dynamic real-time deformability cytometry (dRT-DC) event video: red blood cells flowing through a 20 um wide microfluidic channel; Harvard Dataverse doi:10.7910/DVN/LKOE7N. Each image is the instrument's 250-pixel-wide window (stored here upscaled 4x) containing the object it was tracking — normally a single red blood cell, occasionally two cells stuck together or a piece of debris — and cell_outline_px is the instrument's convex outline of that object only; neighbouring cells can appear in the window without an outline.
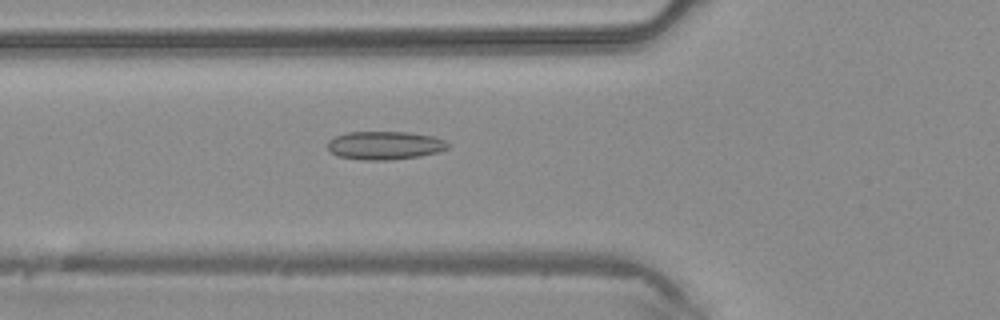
{"species": "common noctule bat (a hibernating species)", "species_latin": "Nyctalus noctula", "temperature_condition": "warm", "stored_images_in_passage": 32, "camera_frame_rate_fps": 3000, "um_per_image_px": 0.085, "animal": {"sex": "male", "body_mass_g": 20.4}, "frame": {"image": 1, "passage_image": 5, "time_ms": 1.333, "image_size_px": [1000, 320], "cell_outline_px": [[448, 148], [436, 152], [420, 156], [388, 160], [364, 160], [336, 156], [328, 148], [328, 140], [336, 136], [348, 132], [408, 132], [432, 136], [444, 140], [448, 144]], "centroid_in_image_um": [32.68, 12.36], "position_along_channel_um": 93.1, "area_um2": 19.71}}
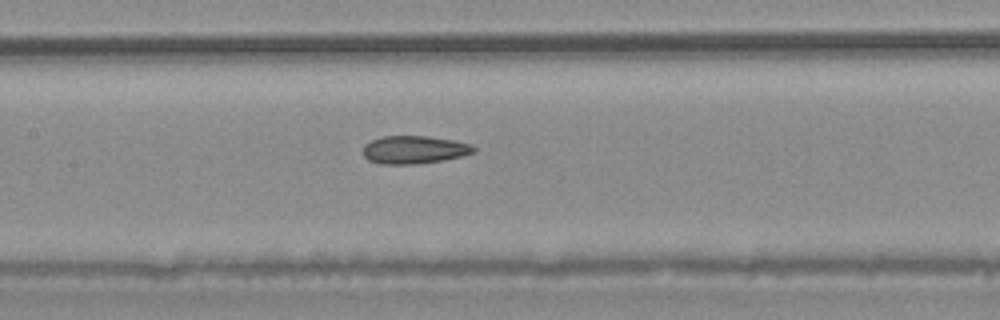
{"frame": {"image": 2, "passage_image": 10, "time_ms": 3.0, "image_size_px": [1000, 320], "cell_outline_px": [[476, 152], [464, 156], [444, 160], [416, 164], [380, 164], [368, 160], [364, 156], [364, 144], [372, 140], [384, 136], [428, 136], [452, 140], [472, 144], [476, 148]], "centroid_in_image_um": [35.24, 12.73], "position_along_channel_um": 172.2, "area_um2": 18.15}}
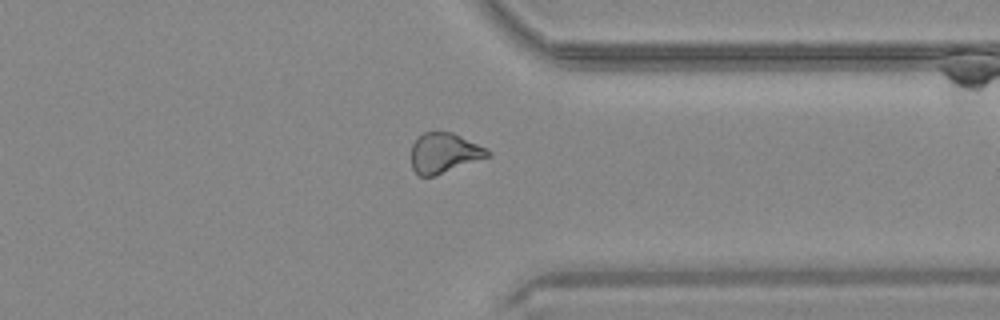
{"frame": {"image": 3, "passage_image": 23, "time_ms": 7.333, "image_size_px": [1000, 320], "cell_outline_px": [[492, 156], [432, 176], [420, 176], [412, 168], [412, 144], [424, 132], [452, 132], [488, 148], [492, 152]], "centroid_in_image_um": [37.8, 12.99], "position_along_channel_um": 373.6, "area_um2": 17.74}}